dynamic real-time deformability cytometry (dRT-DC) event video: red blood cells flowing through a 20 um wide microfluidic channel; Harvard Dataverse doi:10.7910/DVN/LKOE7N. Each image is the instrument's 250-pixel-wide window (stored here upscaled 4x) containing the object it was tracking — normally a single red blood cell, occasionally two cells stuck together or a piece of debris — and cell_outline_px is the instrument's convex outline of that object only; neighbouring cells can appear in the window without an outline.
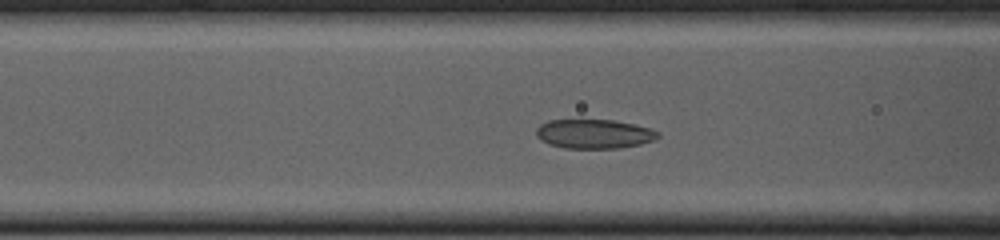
{"species": "common noctule bat (a hibernating species)", "species_latin": "Nyctalus noctula", "temperature_condition": "cold", "stored_images_in_passage": 51, "camera_frame_rate_fps": 3000, "um_per_image_px": 0.085, "animal": {"sex": "female", "body_mass_g": 23.0, "forearm_length_mm": 53.4}, "frame": {"image": 1, "passage_image": 17, "time_ms": 5.333, "image_size_px": [1000, 240], "cell_outline_px": [[660, 136], [652, 140], [640, 144], [620, 148], [564, 148], [548, 144], [540, 140], [536, 136], [536, 128], [540, 124], [548, 120], [612, 120], [632, 124], [648, 128], [660, 132]], "centroid_in_image_um": [50.45, 11.38], "position_along_channel_um": 116.1, "area_um2": 20.69}}
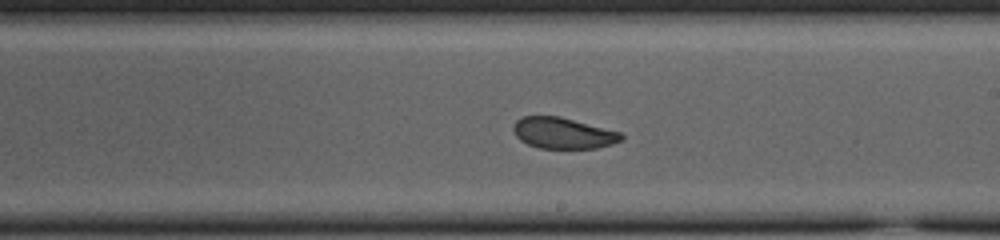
{"frame": {"image": 2, "passage_image": 27, "time_ms": 8.667, "image_size_px": [1000, 240], "cell_outline_px": [[624, 136], [620, 140], [612, 144], [596, 148], [540, 148], [528, 144], [520, 140], [516, 136], [512, 128], [512, 124], [516, 120], [524, 116], [560, 116], [620, 132]], "centroid_in_image_um": [47.83, 11.31], "position_along_channel_um": 241.2, "area_um2": 19.48}}
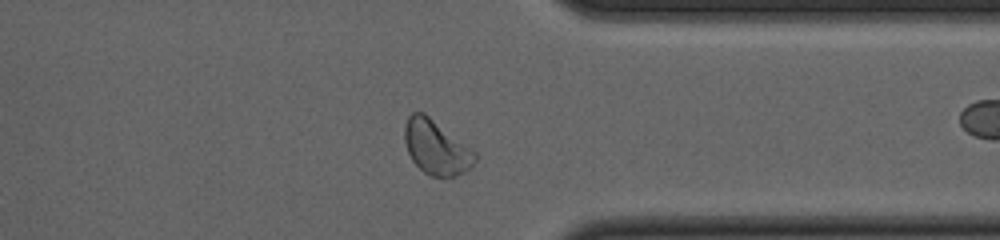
{"frame": {"image": 3, "passage_image": 38, "time_ms": 12.333, "image_size_px": [1000, 240], "cell_outline_px": [[476, 160], [464, 172], [456, 176], [432, 176], [424, 172], [412, 160], [408, 152], [404, 140], [404, 128], [408, 116], [412, 112], [424, 112], [472, 148], [476, 152]], "centroid_in_image_um": [37.07, 12.5], "position_along_channel_um": 374.3, "area_um2": 22.2}, "authors_computed_cell_mechanics": {"area_um2": 21.7328, "velocity_mm_per_s": 3.7624, "shape_relaxation_time_tau1_ms": 9.9424, "shape_relaxation_time_tau2_ms": 1.456, "deformation_change_tau1": 0.1769, "deformation_change_tau2": 0.0602}}